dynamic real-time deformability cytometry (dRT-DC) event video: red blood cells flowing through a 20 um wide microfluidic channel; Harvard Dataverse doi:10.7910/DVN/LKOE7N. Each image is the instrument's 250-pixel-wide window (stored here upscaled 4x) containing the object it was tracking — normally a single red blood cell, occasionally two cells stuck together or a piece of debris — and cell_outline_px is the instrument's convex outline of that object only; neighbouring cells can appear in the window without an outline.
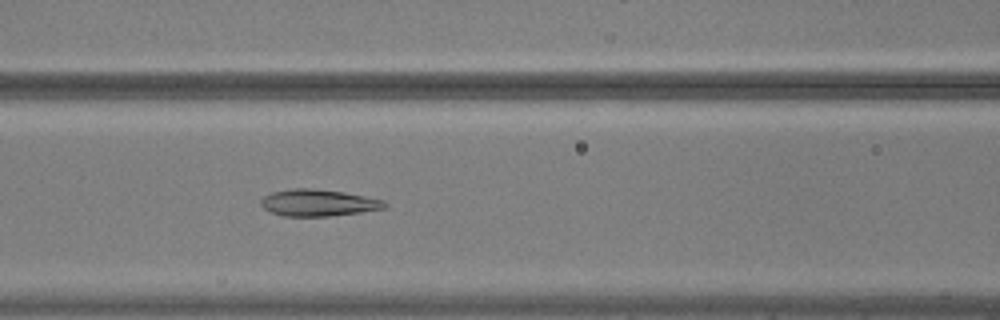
{"species": "common noctule bat (a hibernating species)", "species_latin": "Nyctalus noctula", "temperature_condition": "warm", "stored_images_in_passage": 41, "camera_frame_rate_fps": 3000, "um_per_image_px": 0.085, "animal": {"sex": "male", "body_mass_g": 20.5, "forearm_length_mm": 52.5}, "frame": {"image": 1, "passage_image": 11, "time_ms": 3.333, "image_size_px": [1000, 320], "cell_outline_px": [[388, 204], [384, 208], [360, 212], [328, 216], [284, 216], [272, 212], [264, 208], [260, 204], [260, 200], [264, 196], [272, 192], [292, 188], [312, 188], [344, 192], [384, 200]], "centroid_in_image_um": [27.03, 17.23], "position_along_channel_um": 139.6, "area_um2": 19.19}}
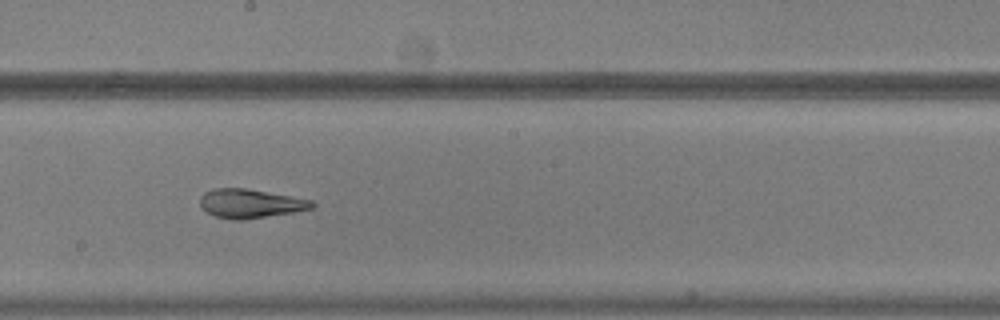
{"frame": {"image": 2, "passage_image": 18, "time_ms": 5.667, "image_size_px": [1000, 320], "cell_outline_px": [[316, 204], [312, 208], [292, 212], [240, 220], [232, 220], [216, 216], [208, 212], [200, 204], [200, 196], [204, 192], [212, 188], [248, 188], [312, 200]], "centroid_in_image_um": [21.26, 17.28], "position_along_channel_um": 226.9, "area_um2": 18.73}}
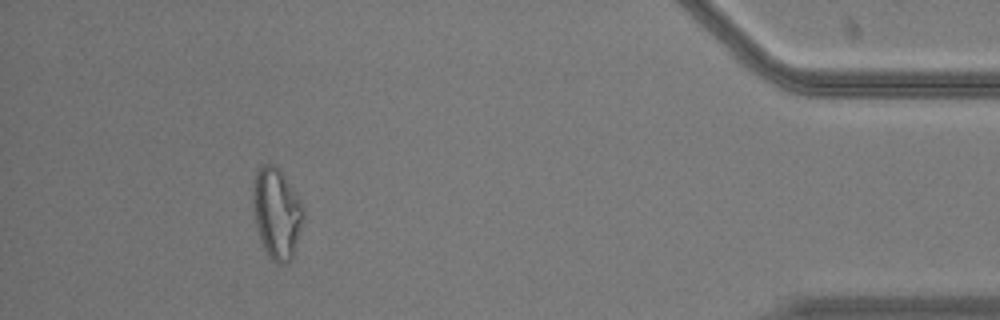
{"frame": {"image": 3, "passage_image": 37, "time_ms": 12.0, "image_size_px": [1000, 320], "cell_outline_px": [[304, 212], [292, 260], [288, 264], [276, 264], [268, 256], [264, 248], [256, 224], [252, 200], [252, 188], [256, 172], [260, 164], [272, 164], [280, 168], [300, 200], [304, 208]], "centroid_in_image_um": [23.51, 18.11], "position_along_channel_um": 411.7, "area_um2": 26.65}, "authors_computed_cell_mechanics": {"area_um2": 20.4612, "velocity_mm_per_s": 3.7435, "shape_relaxation_time_tau1_ms": null, "shape_relaxation_time_tau2_ms": 1.198, "deformation_change_tau1": null, "deformation_change_tau2": 0.0742}}